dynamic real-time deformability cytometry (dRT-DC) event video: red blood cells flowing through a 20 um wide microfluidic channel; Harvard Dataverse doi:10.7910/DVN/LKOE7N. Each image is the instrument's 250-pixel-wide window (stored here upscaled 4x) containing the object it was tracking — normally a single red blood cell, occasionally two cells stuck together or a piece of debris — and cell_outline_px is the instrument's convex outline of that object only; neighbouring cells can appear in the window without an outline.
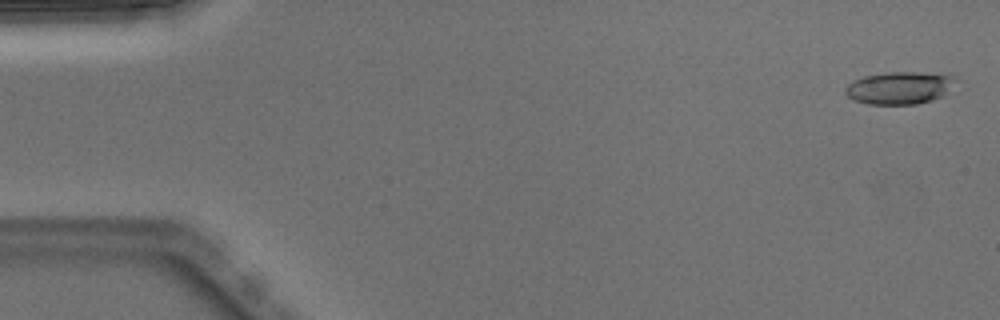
{"species": "Egyptian fruit bat (a non-hibernating species)", "species_latin": "Rousettus aegyptiacus", "temperature_condition": "warm", "stored_images_in_passage": 7, "camera_frame_rate_fps": 3000, "um_per_image_px": 0.085, "animal": {"sex": "male"}, "frame": {"image": 1, "passage_image": 1, "time_ms": 0.0, "image_size_px": [1000, 320], "cell_outline_px": [[952, 80], [944, 96], [932, 100], [916, 104], [868, 104], [856, 100], [848, 96], [844, 92], [844, 88], [852, 80], [864, 76], [888, 72], [916, 72], [948, 76]], "centroid_in_image_um": [76.33, 7.48], "position_along_channel_um": 8.7, "area_um2": 20.29}}
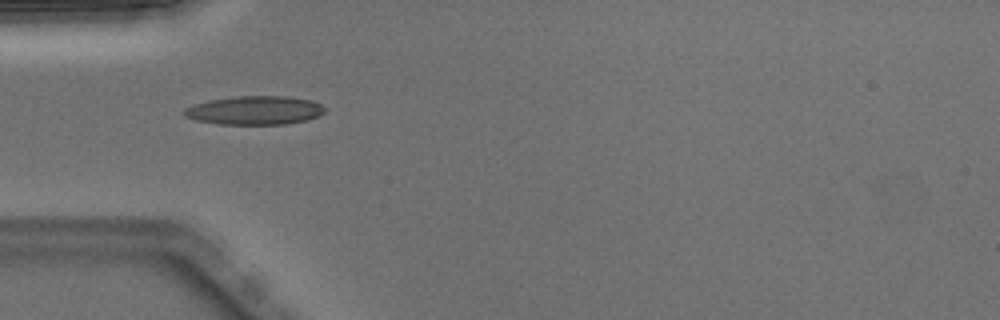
{"frame": {"image": 2, "passage_image": 4, "time_ms": 1.0, "image_size_px": [1000, 320], "cell_outline_px": [[328, 108], [324, 112], [308, 120], [284, 124], [220, 124], [196, 120], [184, 116], [184, 108], [208, 100], [236, 96], [284, 96], [312, 100]], "centroid_in_image_um": [21.67, 9.37], "position_along_channel_um": 63.3, "area_um2": 23.47}}
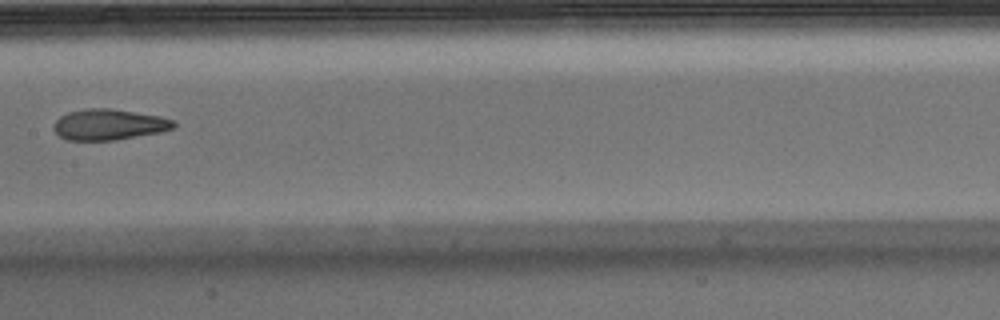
{"frame": {"image": 3, "passage_image": 7, "time_ms": 2.0, "image_size_px": [1000, 320], "cell_outline_px": [[176, 128], [160, 132], [116, 140], [68, 140], [60, 136], [52, 128], [52, 124], [60, 116], [68, 112], [88, 108], [112, 108], [160, 116], [176, 120]], "centroid_in_image_um": [9.28, 10.58], "position_along_channel_um": 198.1, "area_um2": 21.79}}